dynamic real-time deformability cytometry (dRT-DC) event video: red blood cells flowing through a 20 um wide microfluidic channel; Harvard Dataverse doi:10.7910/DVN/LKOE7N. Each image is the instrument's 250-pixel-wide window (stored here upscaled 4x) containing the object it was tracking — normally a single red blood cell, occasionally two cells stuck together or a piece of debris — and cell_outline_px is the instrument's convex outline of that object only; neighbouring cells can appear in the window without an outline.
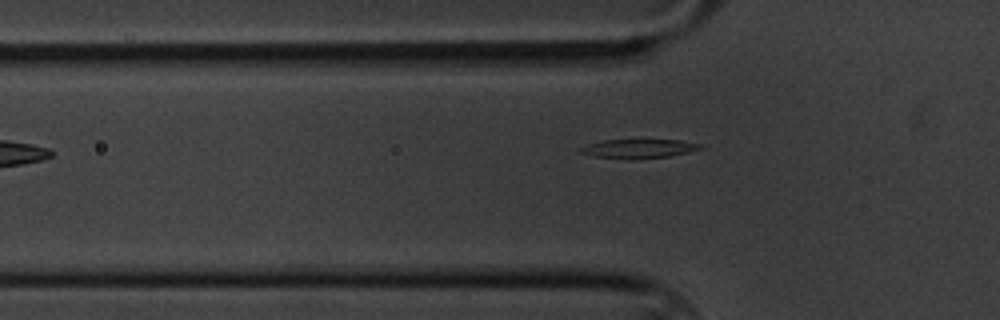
{"species": "common noctule bat (a hibernating species)", "species_latin": "Nyctalus noctula", "temperature_condition": "cold", "stored_images_in_passage": 43, "camera_frame_rate_fps": 3000, "um_per_image_px": 0.085, "animal": {"sex": "male", "body_mass_g": 20.1, "forearm_length_mm": 53.5}, "frame": {"image": 1, "passage_image": 4, "time_ms": 1.0, "image_size_px": [1000, 320], "cell_outline_px": [[704, 148], [688, 152], [668, 156], [632, 160], [628, 160], [596, 156], [580, 152], [576, 148], [588, 144], [604, 140], [680, 140], [704, 144]], "centroid_in_image_um": [54.3, 12.64], "position_along_channel_um": 71.5, "area_um2": 13.41}}
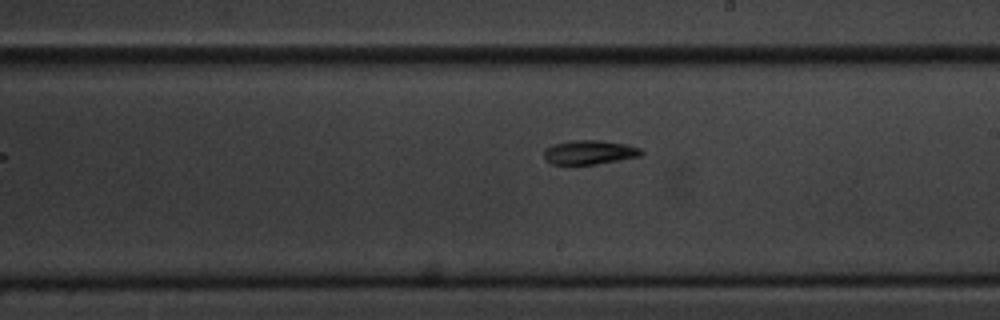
{"frame": {"image": 2, "passage_image": 19, "time_ms": 6.0, "image_size_px": [1000, 320], "cell_outline_px": [[644, 152], [640, 156], [596, 164], [552, 164], [544, 160], [544, 148], [552, 144], [572, 140], [600, 140], [628, 144], [640, 148]], "centroid_in_image_um": [50.08, 12.93], "position_along_channel_um": 238.9, "area_um2": 13.81}}
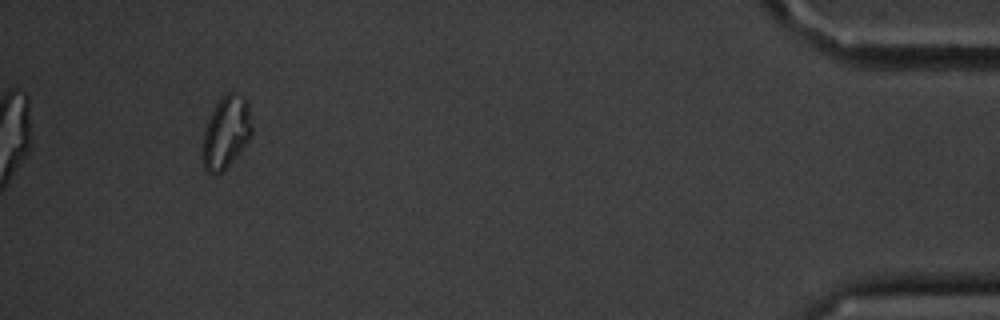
{"frame": {"image": 3, "passage_image": 41, "time_ms": 13.333, "image_size_px": [1000, 320], "cell_outline_px": [[252, 132], [248, 140], [232, 160], [220, 172], [208, 172], [204, 168], [204, 132], [208, 120], [216, 104], [228, 92], [236, 92], [244, 96], [248, 100], [252, 124]], "centroid_in_image_um": [19.26, 11.17], "position_along_channel_um": 415.9, "area_um2": 20.06}}